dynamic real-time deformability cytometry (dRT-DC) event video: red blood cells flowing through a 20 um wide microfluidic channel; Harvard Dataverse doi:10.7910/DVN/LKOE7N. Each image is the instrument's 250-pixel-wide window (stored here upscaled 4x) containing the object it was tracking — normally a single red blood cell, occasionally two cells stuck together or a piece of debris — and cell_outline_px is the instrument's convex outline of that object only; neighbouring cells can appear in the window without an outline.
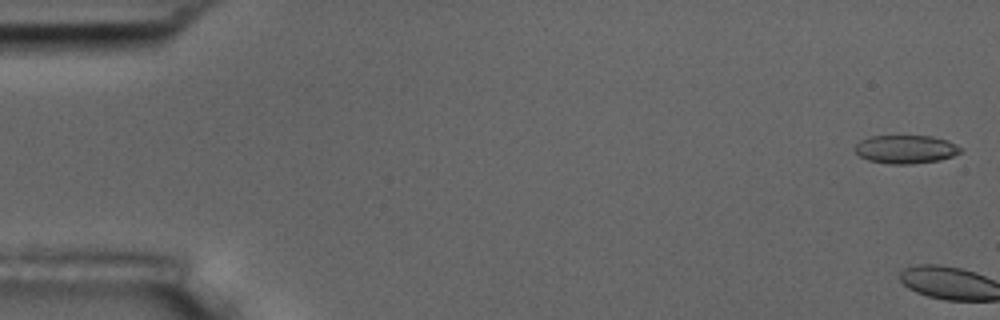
{"species": "common noctule bat (a hibernating species)", "species_latin": "Nyctalus noctula", "temperature_condition": "room temperature", "stored_images_in_passage": 4, "camera_frame_rate_fps": 3000, "um_per_image_px": 0.085, "animal": {"sex": "male", "body_mass_g": 17.5, "forearm_length_mm": 52.3}, "frame": {"image": 1, "passage_image": 2, "time_ms": 0.333, "image_size_px": [1000, 320], "cell_outline_px": [[964, 148], [960, 152], [952, 156], [940, 160], [912, 164], [888, 164], [868, 160], [860, 156], [856, 152], [856, 144], [860, 140], [868, 136], [932, 136], [948, 140]], "centroid_in_image_um": [77.01, 12.68], "position_along_channel_um": 8.0, "area_um2": 17.57}}